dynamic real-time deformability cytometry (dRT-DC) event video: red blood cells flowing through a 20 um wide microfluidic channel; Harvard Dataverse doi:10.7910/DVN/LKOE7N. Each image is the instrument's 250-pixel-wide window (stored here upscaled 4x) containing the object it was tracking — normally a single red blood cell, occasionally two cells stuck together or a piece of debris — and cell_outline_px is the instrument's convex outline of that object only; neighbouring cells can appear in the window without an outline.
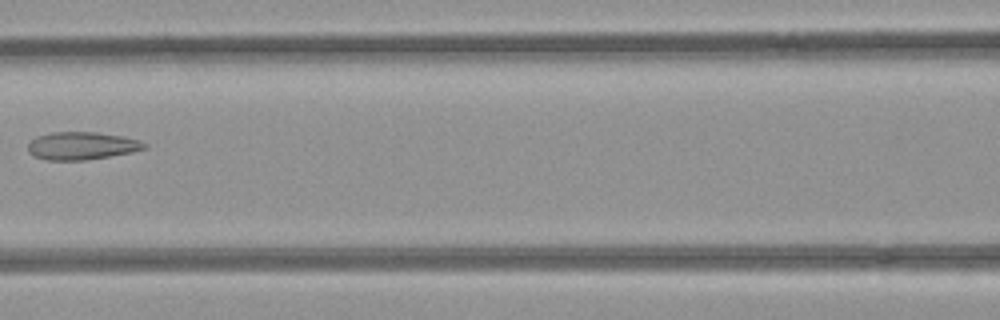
{"species": "common noctule bat (a hibernating species)", "species_latin": "Nyctalus noctula", "temperature_condition": "room temperature", "stored_images_in_passage": 5, "camera_frame_rate_fps": 3000, "um_per_image_px": 0.085, "animal": {"sex": "female", "body_mass_g": 21.9}, "frame": {"image": 1, "passage_image": 4, "time_ms": 1.0, "image_size_px": [1000, 320], "cell_outline_px": [[148, 148], [132, 152], [84, 160], [48, 160], [36, 156], [28, 152], [28, 144], [36, 136], [52, 132], [96, 132], [124, 136], [140, 140], [148, 144]], "centroid_in_image_um": [6.99, 12.38], "position_along_channel_um": 159.6, "area_um2": 18.84}}
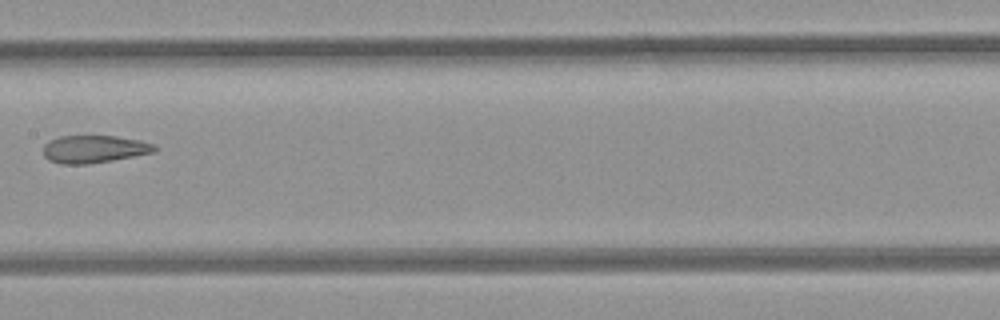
{"frame": {"image": 2, "passage_image": 5, "time_ms": 1.333, "image_size_px": [1000, 320], "cell_outline_px": [[160, 148], [152, 152], [112, 160], [88, 164], [60, 164], [48, 160], [44, 156], [44, 144], [48, 140], [60, 136], [116, 136], [140, 140], [156, 144]], "centroid_in_image_um": [7.99, 12.67], "position_along_channel_um": 199.4, "area_um2": 17.98}}